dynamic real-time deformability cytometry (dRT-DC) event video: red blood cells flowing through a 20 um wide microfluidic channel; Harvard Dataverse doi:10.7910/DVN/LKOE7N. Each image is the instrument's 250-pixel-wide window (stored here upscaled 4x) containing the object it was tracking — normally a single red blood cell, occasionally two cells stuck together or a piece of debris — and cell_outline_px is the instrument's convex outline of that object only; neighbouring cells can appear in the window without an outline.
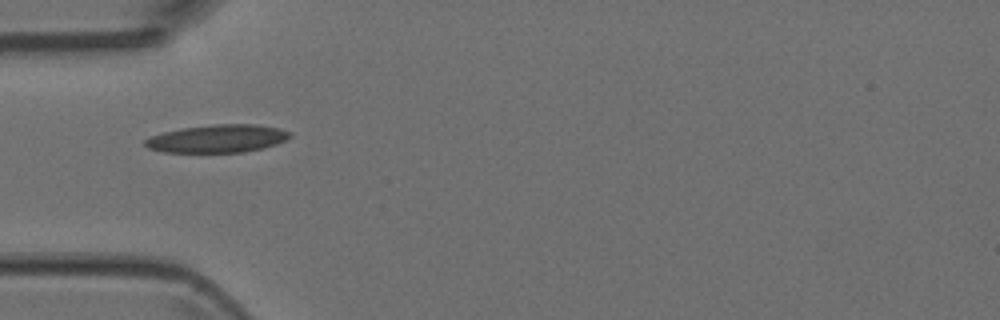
{"species": "Egyptian fruit bat (a non-hibernating species)", "species_latin": "Rousettus aegyptiacus", "temperature_condition": "room temperature", "stored_images_in_passage": 5, "camera_frame_rate_fps": 3000, "um_per_image_px": 0.085, "animal": {"sex": "female"}, "frame": {"image": 1, "passage_image": 1, "time_ms": 0.0, "image_size_px": [1000, 320], "cell_outline_px": [[292, 136], [276, 144], [264, 148], [244, 152], [164, 152], [148, 148], [144, 144], [144, 140], [148, 136], [180, 128], [216, 124], [256, 124], [280, 128], [292, 132]], "centroid_in_image_um": [18.49, 11.77], "position_along_channel_um": 66.5, "area_um2": 23.7}}
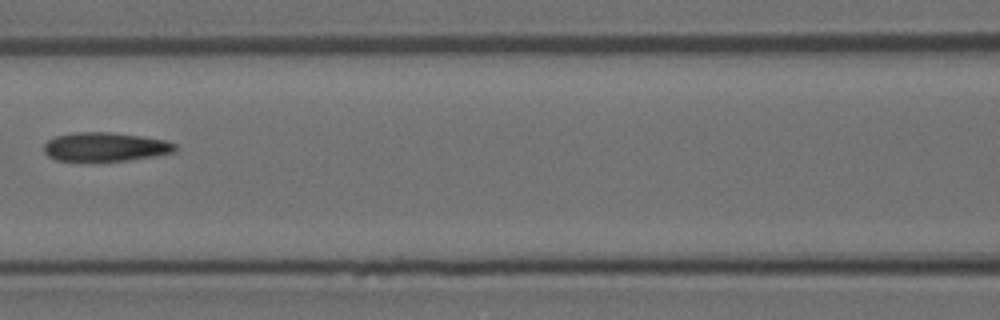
{"frame": {"image": 2, "passage_image": 3, "time_ms": 0.667, "image_size_px": [1000, 320], "cell_outline_px": [[176, 152], [128, 160], [56, 160], [48, 156], [44, 152], [44, 144], [48, 140], [56, 136], [76, 132], [112, 132], [140, 136], [164, 140], [176, 144]], "centroid_in_image_um": [8.94, 12.47], "position_along_channel_um": 157.7, "area_um2": 21.79}}
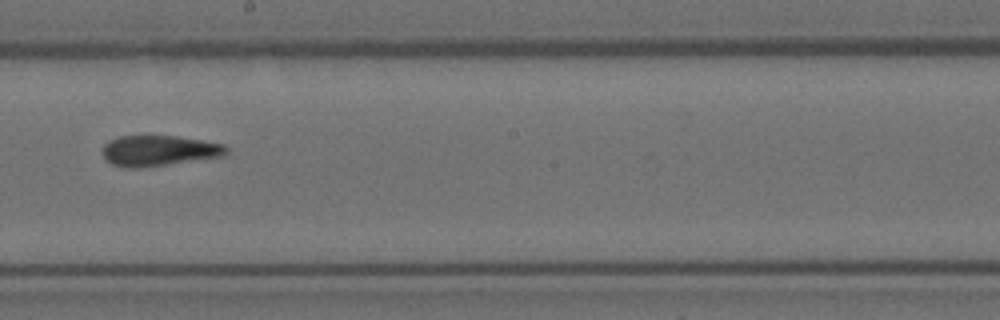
{"frame": {"image": 3, "passage_image": 5, "time_ms": 1.333, "image_size_px": [1000, 320], "cell_outline_px": [[228, 152], [224, 156], [140, 168], [124, 168], [112, 164], [100, 152], [104, 144], [108, 140], [120, 136], [176, 136], [224, 144], [228, 148]], "centroid_in_image_um": [13.48, 12.81], "position_along_channel_um": 234.7, "area_um2": 22.14}}